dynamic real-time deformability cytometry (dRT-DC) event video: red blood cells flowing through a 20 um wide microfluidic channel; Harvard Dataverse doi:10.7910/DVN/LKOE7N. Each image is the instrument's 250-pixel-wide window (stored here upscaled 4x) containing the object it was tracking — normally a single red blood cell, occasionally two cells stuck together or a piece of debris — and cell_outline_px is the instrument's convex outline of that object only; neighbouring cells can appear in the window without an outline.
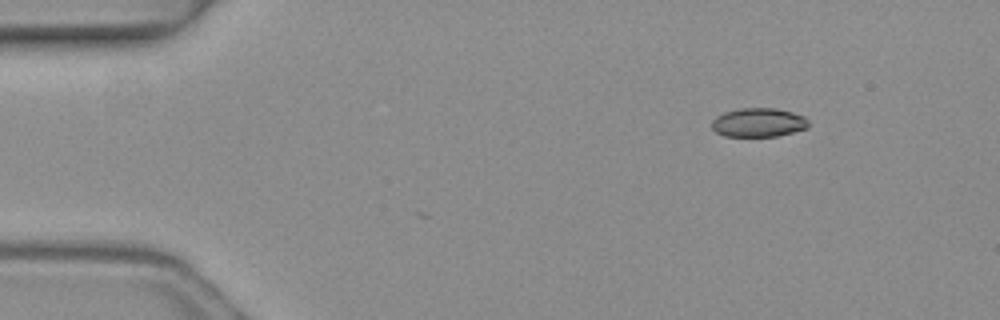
{"species": "common noctule bat (a hibernating species)", "species_latin": "Nyctalus noctula", "temperature_condition": "warm", "stored_images_in_passage": 3, "camera_frame_rate_fps": 3000, "um_per_image_px": 0.085, "animal": {"sex": "female", "body_mass_g": 19.3, "forearm_length_mm": 54.1}, "frame": {"image": 1, "passage_image": 3, "time_ms": 0.667, "image_size_px": [1000, 320], "cell_outline_px": [[808, 128], [776, 136], [724, 136], [716, 132], [712, 128], [712, 120], [716, 116], [724, 112], [740, 108], [776, 108], [792, 112], [804, 116], [808, 120]], "centroid_in_image_um": [64.46, 10.4], "position_along_channel_um": 20.5, "area_um2": 16.3}}